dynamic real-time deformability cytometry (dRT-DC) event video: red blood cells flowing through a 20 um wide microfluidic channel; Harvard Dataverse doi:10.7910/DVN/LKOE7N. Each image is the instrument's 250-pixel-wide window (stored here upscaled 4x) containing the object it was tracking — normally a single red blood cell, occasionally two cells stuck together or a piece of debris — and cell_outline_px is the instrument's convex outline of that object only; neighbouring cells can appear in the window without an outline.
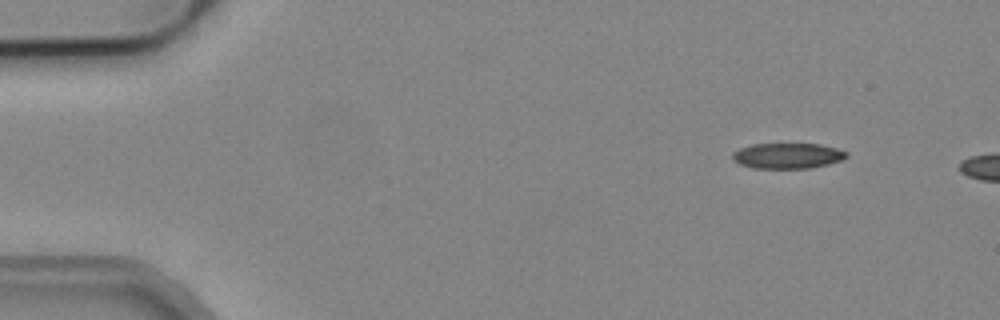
{"species": "common noctule bat (a hibernating species)", "species_latin": "Nyctalus noctula", "temperature_condition": "cold", "stored_images_in_passage": 2, "camera_frame_rate_fps": 3000, "um_per_image_px": 0.085, "animal": {"sex": "male", "body_mass_g": 19.2, "forearm_length_mm": 51.8}, "frame": {"image": 1, "passage_image": 1, "time_ms": 0.0, "image_size_px": [1000, 320], "cell_outline_px": [[848, 156], [840, 160], [828, 164], [808, 168], [752, 168], [740, 164], [732, 160], [732, 152], [740, 148], [752, 144], [820, 144], [836, 148], [848, 152]], "centroid_in_image_um": [66.92, 13.24], "position_along_channel_um": 18.1, "area_um2": 16.94}}